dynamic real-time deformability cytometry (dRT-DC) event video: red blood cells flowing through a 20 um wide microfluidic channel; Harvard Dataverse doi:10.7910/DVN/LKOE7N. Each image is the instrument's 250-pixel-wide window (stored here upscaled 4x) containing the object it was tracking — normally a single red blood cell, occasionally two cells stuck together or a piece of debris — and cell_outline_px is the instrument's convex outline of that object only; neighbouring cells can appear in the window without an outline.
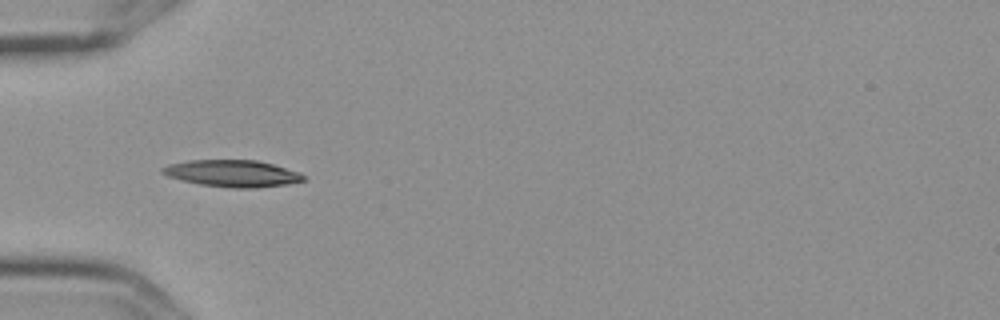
{"species": "Egyptian fruit bat (a non-hibernating species)", "species_latin": "Rousettus aegyptiacus", "temperature_condition": "cold", "stored_images_in_passage": 11, "camera_frame_rate_fps": 3000, "um_per_image_px": 0.085, "frame": {"image": 1, "passage_image": 1, "time_ms": 0.0, "image_size_px": [1000, 320], "cell_outline_px": [[308, 176], [304, 180], [288, 184], [252, 188], [232, 188], [200, 184], [168, 176], [160, 172], [160, 168], [168, 164], [188, 160], [256, 160], [272, 164], [300, 172]], "centroid_in_image_um": [19.77, 14.73], "position_along_channel_um": 65.2, "area_um2": 22.02}}
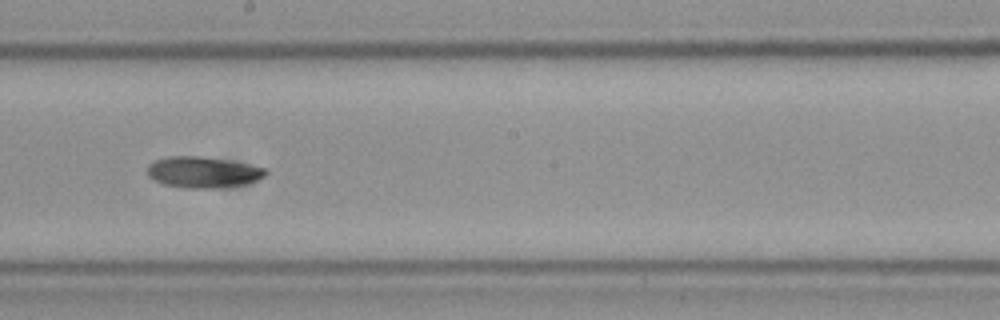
{"frame": {"image": 2, "passage_image": 5, "time_ms": 1.333, "image_size_px": [1000, 320], "cell_outline_px": [[268, 172], [264, 176], [256, 180], [244, 184], [220, 188], [180, 188], [164, 184], [148, 176], [148, 164], [156, 160], [168, 156], [200, 156], [248, 164], [268, 168]], "centroid_in_image_um": [17.26, 14.64], "position_along_channel_um": 230.9, "area_um2": 21.39}}
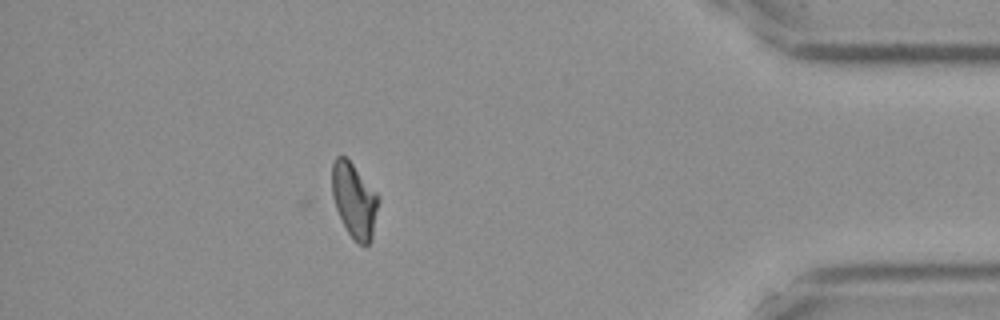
{"frame": {"image": 3, "passage_image": 10, "time_ms": 3.0, "image_size_px": [1000, 320], "cell_outline_px": [[380, 200], [372, 240], [368, 244], [356, 244], [348, 232], [336, 208], [332, 196], [332, 164], [336, 156], [344, 156], [352, 164], [380, 196]], "centroid_in_image_um": [30.14, 17.05], "position_along_channel_um": 405.1, "area_um2": 20.23}}